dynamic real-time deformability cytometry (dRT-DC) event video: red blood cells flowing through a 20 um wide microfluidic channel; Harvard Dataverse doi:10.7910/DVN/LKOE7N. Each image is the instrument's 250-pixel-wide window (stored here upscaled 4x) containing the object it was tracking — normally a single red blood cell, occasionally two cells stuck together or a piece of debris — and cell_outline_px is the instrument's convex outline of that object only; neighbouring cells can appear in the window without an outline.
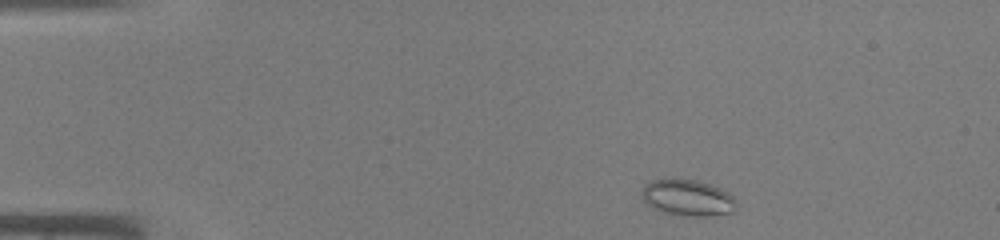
{"species": "common noctule bat (a hibernating species)", "species_latin": "Nyctalus noctula", "temperature_condition": "warm", "stored_images_in_passage": 39, "camera_frame_rate_fps": 3000, "um_per_image_px": 0.085, "animal": {"sex": "male", "body_mass_g": 19.0, "forearm_length_mm": 50.8}, "frame": {"image": 1, "passage_image": 2, "time_ms": 0.333, "image_size_px": [1000, 240], "cell_outline_px": [[736, 212], [712, 216], [680, 216], [664, 212], [652, 208], [644, 200], [640, 192], [644, 184], [652, 180], [672, 176], [696, 180], [720, 188], [728, 192], [736, 200]], "centroid_in_image_um": [58.43, 16.79], "position_along_channel_um": 26.6, "area_um2": 20.69}}
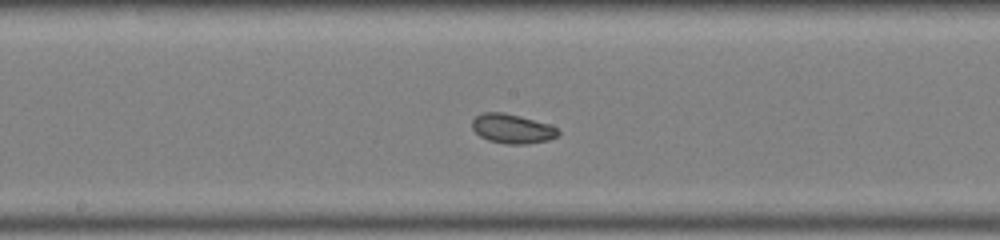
{"frame": {"image": 2, "passage_image": 19, "time_ms": 6.0, "image_size_px": [1000, 240], "cell_outline_px": [[560, 132], [556, 136], [548, 140], [528, 144], [504, 144], [488, 140], [480, 136], [472, 128], [472, 120], [476, 116], [484, 112], [504, 112], [520, 116], [548, 124], [556, 128]], "centroid_in_image_um": [43.51, 10.94], "position_along_channel_um": 204.7, "area_um2": 14.68}}
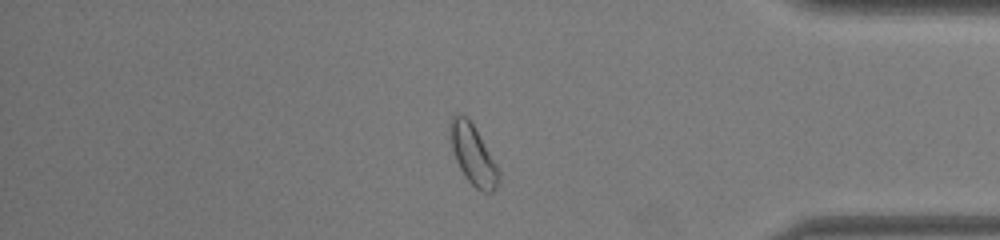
{"frame": {"image": 3, "passage_image": 33, "time_ms": 10.667, "image_size_px": [1000, 240], "cell_outline_px": [[500, 180], [496, 188], [492, 192], [484, 192], [476, 188], [464, 176], [456, 160], [448, 136], [448, 124], [452, 116], [460, 112], [468, 116], [496, 164], [500, 172]], "centroid_in_image_um": [40.17, 13.1], "position_along_channel_um": 395.0, "area_um2": 17.11}}